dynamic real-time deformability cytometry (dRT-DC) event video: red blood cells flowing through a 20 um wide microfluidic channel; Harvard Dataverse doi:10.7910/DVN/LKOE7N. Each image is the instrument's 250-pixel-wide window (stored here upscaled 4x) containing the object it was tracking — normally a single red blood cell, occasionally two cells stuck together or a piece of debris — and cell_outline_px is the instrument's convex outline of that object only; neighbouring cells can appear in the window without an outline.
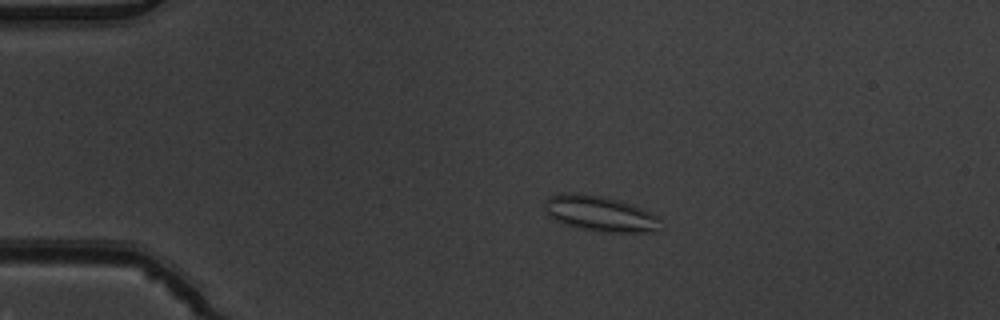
{"species": "common noctule bat (a hibernating species)", "species_latin": "Nyctalus noctula", "temperature_condition": "warm", "stored_images_in_passage": 5, "camera_frame_rate_fps": 3000, "um_per_image_px": 0.085, "animal": {"sex": "male", "body_mass_g": 19.5, "forearm_length_mm": 54.6}, "frame": {"image": 1, "passage_image": 4, "time_ms": 1.0, "image_size_px": [1000, 320], "cell_outline_px": [[656, 232], [600, 232], [580, 228], [564, 224], [548, 216], [544, 208], [544, 204], [548, 196], [560, 192], [572, 192], [604, 196], [640, 208], [656, 216]], "centroid_in_image_um": [50.87, 18.14], "position_along_channel_um": 34.1, "area_um2": 23.64}}